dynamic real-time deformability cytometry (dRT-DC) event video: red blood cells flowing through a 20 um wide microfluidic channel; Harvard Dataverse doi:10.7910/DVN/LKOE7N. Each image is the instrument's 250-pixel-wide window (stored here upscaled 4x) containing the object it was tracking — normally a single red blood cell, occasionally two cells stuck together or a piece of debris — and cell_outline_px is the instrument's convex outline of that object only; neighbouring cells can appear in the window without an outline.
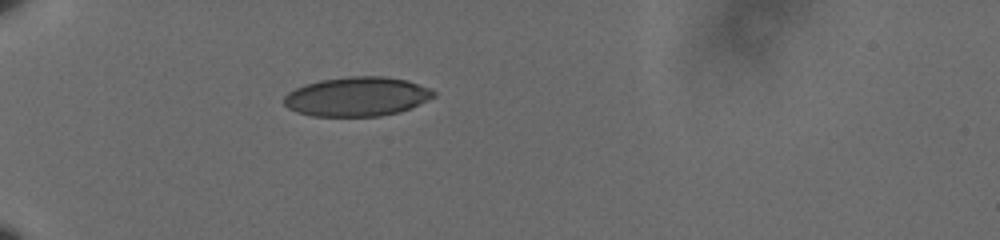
{"species": "human", "species_latin": "Homo sapiens", "temperature_condition": "cold", "stored_images_in_passage": 40, "camera_frame_rate_fps": 3000, "um_per_image_px": 0.085, "donor": {"sex": "male"}, "frame": {"image": 1, "passage_image": 1, "time_ms": 0.0, "image_size_px": [1000, 240], "cell_outline_px": [[436, 96], [412, 108], [400, 112], [380, 116], [312, 116], [296, 112], [288, 108], [284, 104], [284, 96], [288, 92], [304, 84], [320, 80], [348, 76], [384, 76], [408, 80], [428, 88], [436, 92]], "centroid_in_image_um": [30.35, 8.21], "position_along_channel_um": 54.6, "area_um2": 34.51}}
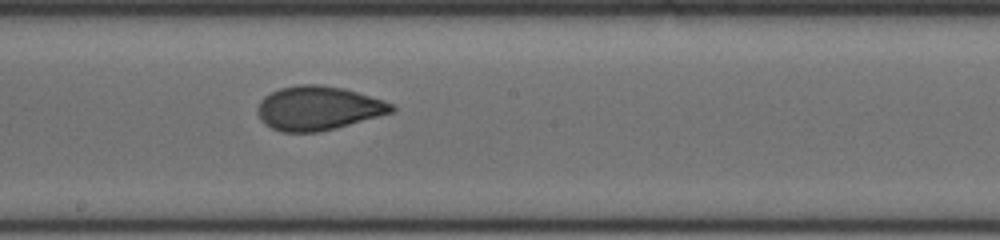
{"frame": {"image": 2, "passage_image": 17, "time_ms": 5.333, "image_size_px": [1000, 240], "cell_outline_px": [[396, 108], [392, 112], [336, 128], [316, 132], [284, 132], [272, 128], [264, 124], [256, 112], [256, 108], [260, 100], [264, 96], [280, 88], [300, 84], [320, 84], [344, 88], [384, 100], [392, 104]], "centroid_in_image_um": [27.01, 9.18], "position_along_channel_um": 221.2, "area_um2": 34.33}}
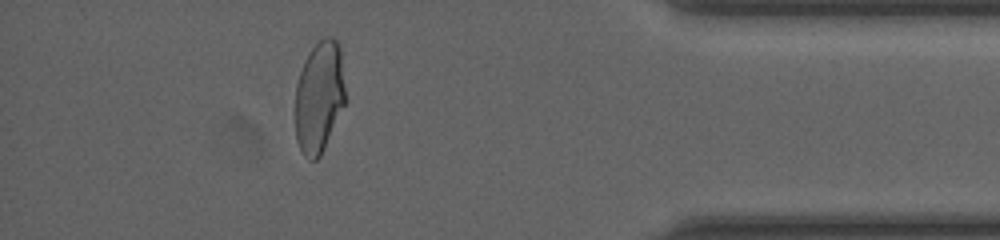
{"frame": {"image": 3, "passage_image": 35, "time_ms": 11.333, "image_size_px": [1000, 240], "cell_outline_px": [[348, 100], [320, 156], [316, 160], [308, 160], [304, 156], [296, 140], [296, 84], [304, 60], [308, 52], [324, 36], [332, 36], [340, 44]], "centroid_in_image_um": [27.18, 8.21], "position_along_channel_um": 408.0, "area_um2": 33.41}, "authors_computed_cell_mechanics": {"area_um2": 33.9864, "velocity_mm_per_s": 3.6139, "shape_relaxation_time_tau1_ms": 8.8905, "shape_relaxation_time_tau2_ms": 0.7831, "deformation_change_tau1": 0.1985, "deformation_change_tau2": 0.0579}}